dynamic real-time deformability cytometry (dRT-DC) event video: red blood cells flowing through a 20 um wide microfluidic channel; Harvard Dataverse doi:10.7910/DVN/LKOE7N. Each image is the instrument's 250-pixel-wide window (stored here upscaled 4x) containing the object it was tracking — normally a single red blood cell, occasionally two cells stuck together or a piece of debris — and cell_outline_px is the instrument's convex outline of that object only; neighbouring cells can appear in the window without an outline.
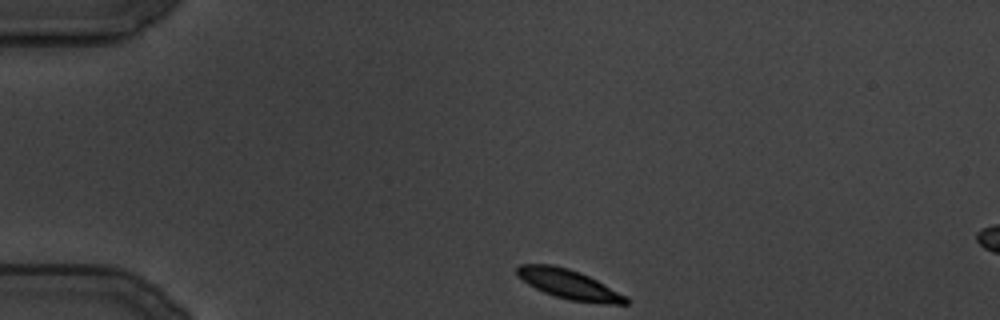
{"species": "common noctule bat (a hibernating species)", "species_latin": "Nyctalus noctula", "temperature_condition": "cold", "stored_images_in_passage": 12, "camera_frame_rate_fps": 3000, "um_per_image_px": 0.085, "animal": {"sex": "male", "body_mass_g": 19.5, "forearm_length_mm": 54.6}, "frame": {"image": 1, "passage_image": 1, "time_ms": 0.0, "image_size_px": [1000, 320], "cell_outline_px": [[628, 304], [612, 304], [572, 300], [556, 296], [544, 292], [528, 284], [516, 276], [516, 268], [520, 264], [552, 264], [568, 268], [580, 272], [628, 296]], "centroid_in_image_um": [48.34, 24.15], "position_along_channel_um": 36.7, "area_um2": 18.55}}